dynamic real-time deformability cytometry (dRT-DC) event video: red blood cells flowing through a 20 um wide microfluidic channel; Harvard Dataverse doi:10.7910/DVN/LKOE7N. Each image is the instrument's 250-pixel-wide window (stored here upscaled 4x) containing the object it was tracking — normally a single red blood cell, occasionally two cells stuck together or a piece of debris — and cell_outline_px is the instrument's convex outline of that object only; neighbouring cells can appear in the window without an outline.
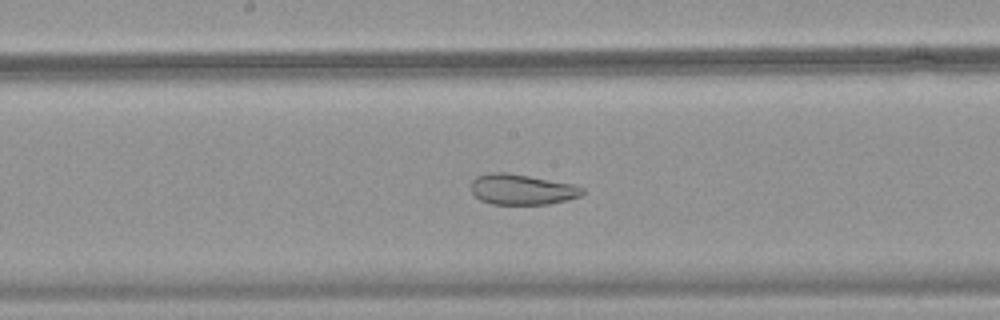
{"species": "common noctule bat (a hibernating species)", "species_latin": "Nyctalus noctula", "temperature_condition": "warm", "stored_images_in_passage": 49, "camera_frame_rate_fps": 3000, "um_per_image_px": 0.085, "animal": {"sex": "female", "body_mass_g": 18.4}, "frame": {"image": 1, "passage_image": 26, "time_ms": 8.333, "image_size_px": [1000, 320], "cell_outline_px": [[584, 192], [580, 196], [568, 200], [548, 204], [488, 204], [480, 200], [472, 192], [472, 180], [476, 176], [488, 172], [508, 172], [572, 184], [584, 188]], "centroid_in_image_um": [44.34, 16.1], "position_along_channel_um": 203.9, "area_um2": 19.88}}
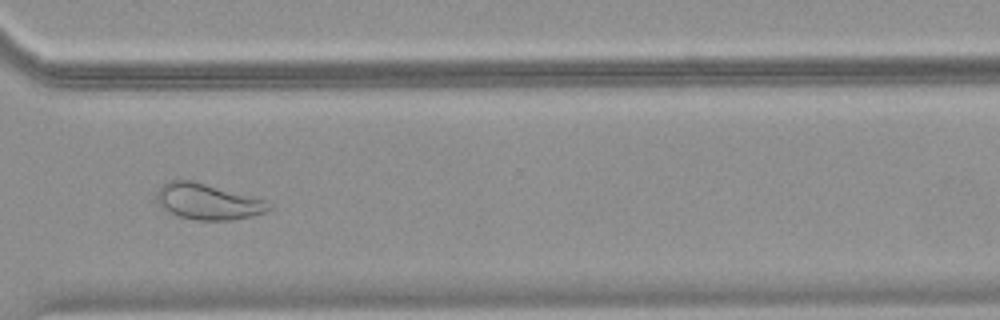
{"frame": {"image": 2, "passage_image": 37, "time_ms": 12.0, "image_size_px": [1000, 320], "cell_outline_px": [[272, 208], [264, 212], [252, 216], [232, 220], [196, 220], [180, 216], [168, 212], [160, 204], [156, 196], [160, 188], [168, 180], [192, 180], [268, 200], [272, 204]], "centroid_in_image_um": [17.72, 17.13], "position_along_channel_um": 352.9, "area_um2": 23.41}}
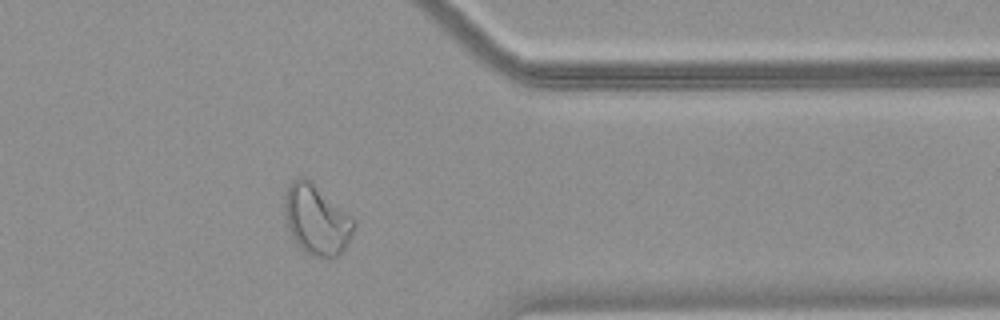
{"frame": {"image": 3, "passage_image": 40, "time_ms": 13.0, "image_size_px": [1000, 320], "cell_outline_px": [[356, 224], [352, 236], [340, 256], [324, 260], [312, 256], [304, 252], [300, 248], [292, 236], [288, 228], [284, 216], [284, 192], [292, 180], [304, 176], [312, 180], [352, 216], [356, 220]], "centroid_in_image_um": [26.92, 18.68], "position_along_channel_um": 384.5, "area_um2": 29.19}}